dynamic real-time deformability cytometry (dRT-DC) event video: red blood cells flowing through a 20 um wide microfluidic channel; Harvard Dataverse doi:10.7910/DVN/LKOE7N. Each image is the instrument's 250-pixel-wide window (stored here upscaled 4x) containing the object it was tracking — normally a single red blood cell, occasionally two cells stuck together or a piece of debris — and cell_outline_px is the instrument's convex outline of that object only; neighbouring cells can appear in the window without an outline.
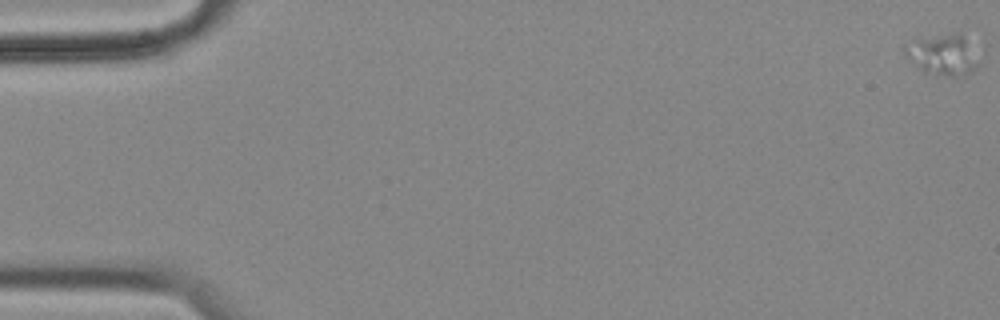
{"species": "common noctule bat (a hibernating species)", "species_latin": "Nyctalus noctula", "temperature_condition": "cold", "stored_images_in_passage": 59, "camera_frame_rate_fps": 3000, "um_per_image_px": 0.085, "animal": {"sex": "female", "body_mass_g": 18.4}, "frame": {"image": 1, "passage_image": 1, "time_ms": 0.0, "image_size_px": [1000, 320], "cell_outline_px": [[976, 68], [972, 72], [964, 76], [948, 76], [924, 72], [908, 60], [904, 56], [904, 44], [916, 40], [956, 32], [960, 32], [964, 36], [976, 64]], "centroid_in_image_um": [80.05, 4.68], "position_along_channel_um": 5.0, "area_um2": 16.94}}
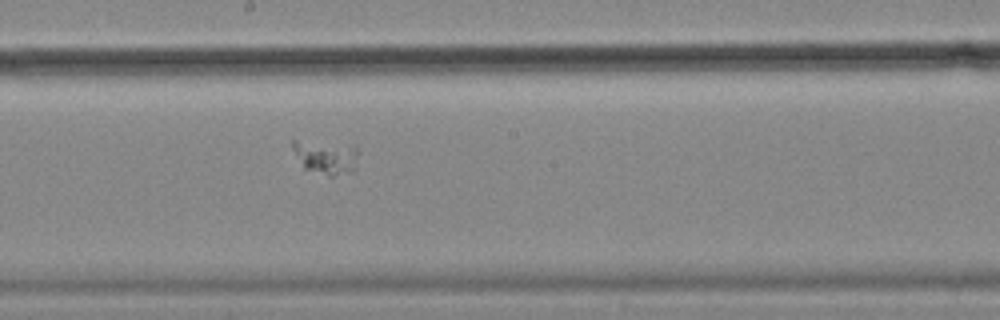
{"frame": {"image": 2, "passage_image": 33, "time_ms": 10.667, "image_size_px": [1000, 320], "cell_outline_px": [[360, 152], [356, 168], [332, 176], [328, 176], [304, 168], [292, 148], [292, 140], [296, 140], [356, 144]], "centroid_in_image_um": [27.77, 13.3], "position_along_channel_um": 220.4, "area_um2": 13.18}}
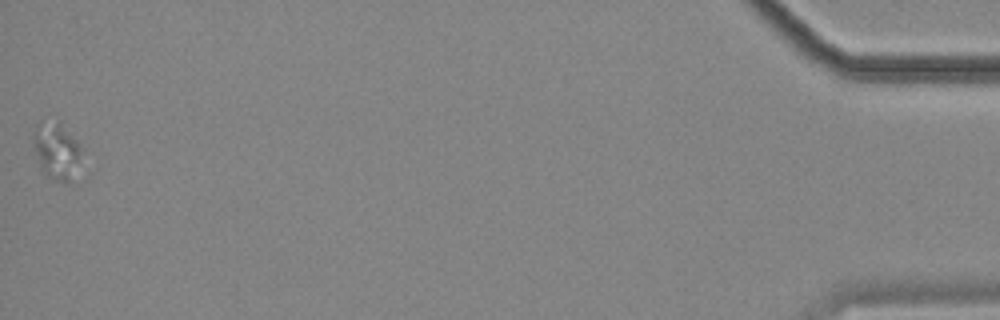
{"frame": {"image": 3, "passage_image": 59, "time_ms": 19.333, "image_size_px": [1000, 320], "cell_outline_px": [[84, 148], [68, 184], [56, 180], [40, 172], [32, 140], [36, 124], [60, 120]], "centroid_in_image_um": [4.79, 12.79], "position_along_channel_um": 430.4, "area_um2": 16.13}}